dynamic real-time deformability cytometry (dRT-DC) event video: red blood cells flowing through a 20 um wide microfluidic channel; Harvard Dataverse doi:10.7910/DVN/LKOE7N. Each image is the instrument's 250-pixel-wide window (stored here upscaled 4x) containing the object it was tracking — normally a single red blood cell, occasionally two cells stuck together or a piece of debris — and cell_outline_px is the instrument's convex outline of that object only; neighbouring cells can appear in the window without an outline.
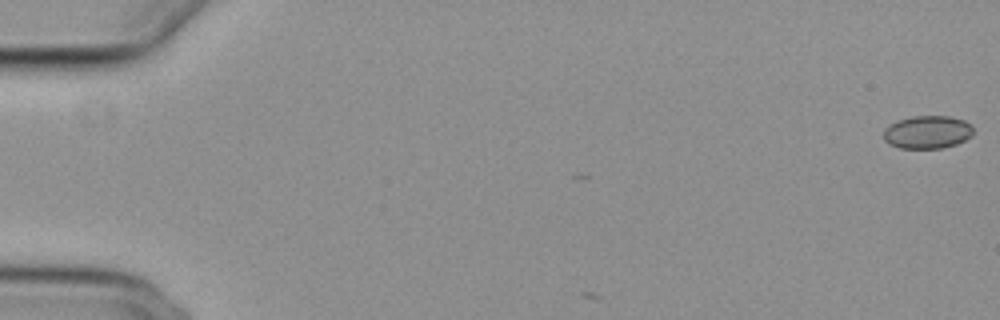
{"species": "common noctule bat (a hibernating species)", "species_latin": "Nyctalus noctula", "temperature_condition": "cold", "stored_images_in_passage": 7, "camera_frame_rate_fps": 3000, "um_per_image_px": 0.085, "animal": {"sex": "female", "body_mass_g": 29.2, "forearm_length_mm": 56.3}, "frame": {"image": 1, "passage_image": 1, "time_ms": 0.0, "image_size_px": [1000, 320], "cell_outline_px": [[972, 136], [956, 144], [940, 148], [900, 148], [888, 144], [884, 140], [884, 128], [900, 120], [912, 116], [948, 116], [964, 120], [972, 124]], "centroid_in_image_um": [78.84, 11.23], "position_along_channel_um": 6.2, "area_um2": 17.17}}